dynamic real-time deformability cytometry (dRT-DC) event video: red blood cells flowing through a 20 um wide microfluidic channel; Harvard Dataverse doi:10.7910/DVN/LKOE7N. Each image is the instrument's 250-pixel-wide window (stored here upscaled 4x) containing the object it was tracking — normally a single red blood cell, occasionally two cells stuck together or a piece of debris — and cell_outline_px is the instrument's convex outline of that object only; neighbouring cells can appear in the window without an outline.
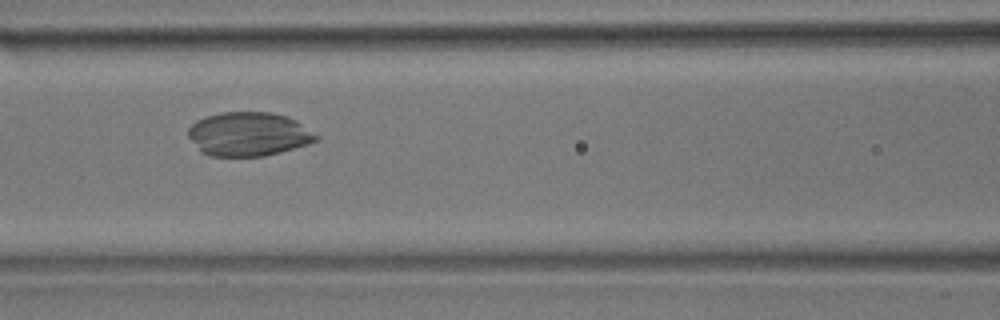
{"species": "common noctule bat (a hibernating species)", "species_latin": "Nyctalus noctula", "temperature_condition": "room temperature", "stored_images_in_passage": 10, "camera_frame_rate_fps": 3000, "um_per_image_px": 0.085, "animal": {"sex": "male", "body_mass_g": 17.9}, "frame": {"image": 1, "passage_image": 6, "time_ms": 1.667, "image_size_px": [1000, 320], "cell_outline_px": [[320, 140], [308, 144], [280, 152], [264, 156], [208, 156], [200, 152], [188, 136], [188, 128], [196, 120], [204, 116], [220, 112], [268, 112], [288, 116], [296, 120], [320, 136]], "centroid_in_image_um": [21.13, 11.4], "position_along_channel_um": 145.5, "area_um2": 33.06}}
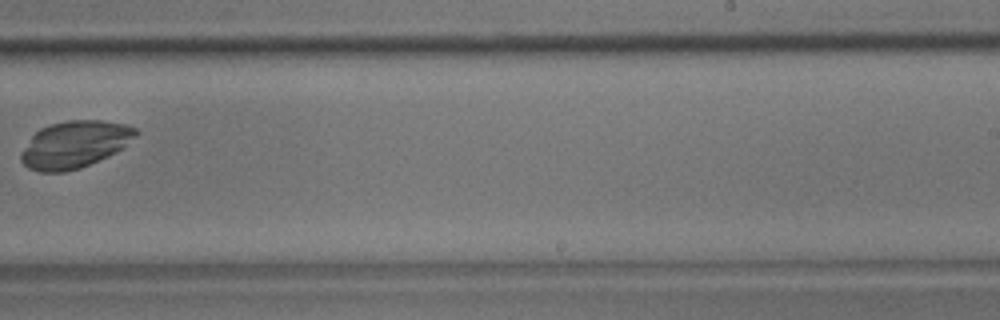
{"frame": {"image": 2, "passage_image": 9, "time_ms": 2.667, "image_size_px": [1000, 320], "cell_outline_px": [[140, 132], [124, 148], [108, 156], [80, 168], [64, 172], [40, 172], [28, 168], [20, 160], [20, 152], [32, 136], [40, 128], [52, 124], [68, 120], [100, 120], [128, 124], [136, 128]], "centroid_in_image_um": [6.37, 12.28], "position_along_channel_um": 282.6, "area_um2": 31.62}}
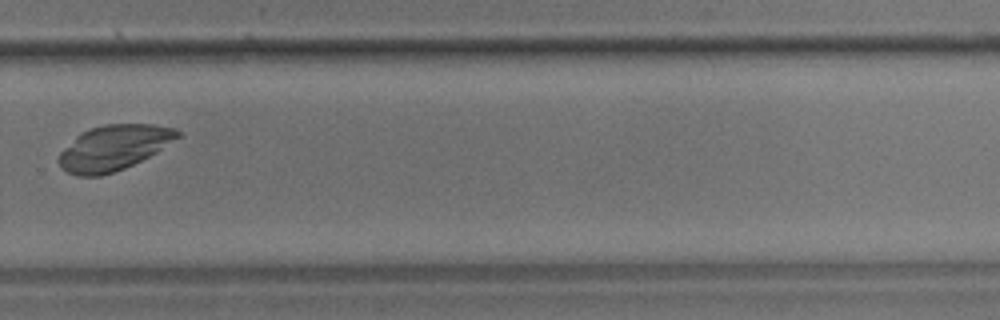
{"frame": {"image": 3, "passage_image": 10, "time_ms": 3.0, "image_size_px": [1000, 320], "cell_outline_px": [[180, 136], [156, 152], [124, 168], [100, 176], [76, 176], [60, 168], [60, 152], [80, 132], [104, 124], [152, 124], [176, 128], [180, 132]], "centroid_in_image_um": [9.66, 12.55], "position_along_channel_um": 320.1, "area_um2": 30.87}}